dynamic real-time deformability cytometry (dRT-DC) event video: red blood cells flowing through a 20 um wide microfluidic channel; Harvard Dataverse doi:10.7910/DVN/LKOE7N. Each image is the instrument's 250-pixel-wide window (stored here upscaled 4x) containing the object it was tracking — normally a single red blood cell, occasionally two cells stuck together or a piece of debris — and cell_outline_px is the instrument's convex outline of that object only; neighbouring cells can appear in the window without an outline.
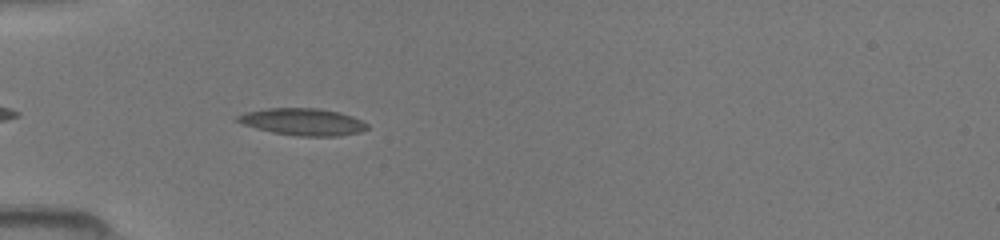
{"species": "common noctule bat (a hibernating species)", "species_latin": "Nyctalus noctula", "temperature_condition": "room temperature", "stored_images_in_passage": 35, "camera_frame_rate_fps": 3000, "um_per_image_px": 0.085, "animal": {"sex": "female", "body_mass_g": 19.5, "forearm_length_mm": 54.1}, "frame": {"image": 1, "passage_image": 4, "time_ms": 1.0, "image_size_px": [1000, 240], "cell_outline_px": [[368, 128], [360, 132], [336, 136], [300, 136], [272, 132], [256, 128], [244, 124], [236, 120], [236, 116], [248, 112], [268, 108], [320, 108], [340, 112], [352, 116], [368, 124]], "centroid_in_image_um": [25.77, 10.35], "position_along_channel_um": 59.2, "area_um2": 20.23}}
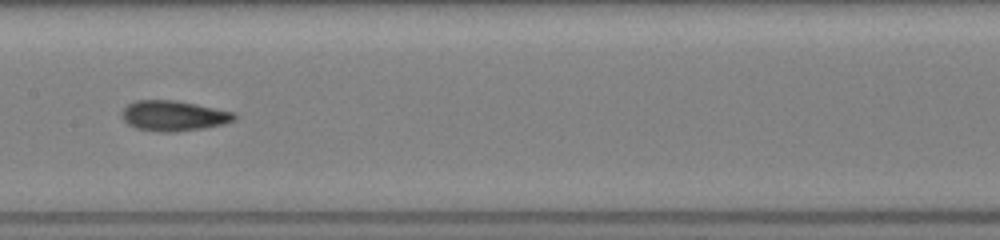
{"frame": {"image": 2, "passage_image": 14, "time_ms": 4.333, "image_size_px": [1000, 240], "cell_outline_px": [[236, 120], [224, 124], [204, 128], [176, 132], [160, 132], [136, 128], [128, 124], [124, 120], [124, 108], [128, 104], [136, 100], [172, 100], [196, 104], [236, 112]], "centroid_in_image_um": [14.81, 9.85], "position_along_channel_um": 192.6, "area_um2": 19.83}}
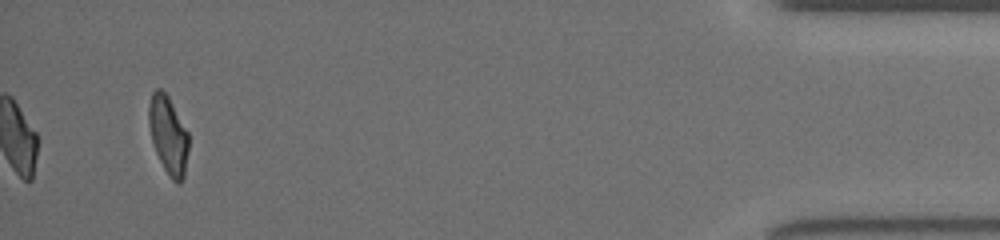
{"frame": {"image": 3, "passage_image": 35, "time_ms": 11.333, "image_size_px": [1000, 240], "cell_outline_px": [[188, 148], [184, 176], [180, 184], [176, 184], [168, 176], [156, 152], [152, 140], [148, 124], [148, 104], [152, 92], [156, 88], [160, 88], [168, 96], [188, 132]], "centroid_in_image_um": [14.29, 11.48], "position_along_channel_um": 420.9, "area_um2": 18.09}}